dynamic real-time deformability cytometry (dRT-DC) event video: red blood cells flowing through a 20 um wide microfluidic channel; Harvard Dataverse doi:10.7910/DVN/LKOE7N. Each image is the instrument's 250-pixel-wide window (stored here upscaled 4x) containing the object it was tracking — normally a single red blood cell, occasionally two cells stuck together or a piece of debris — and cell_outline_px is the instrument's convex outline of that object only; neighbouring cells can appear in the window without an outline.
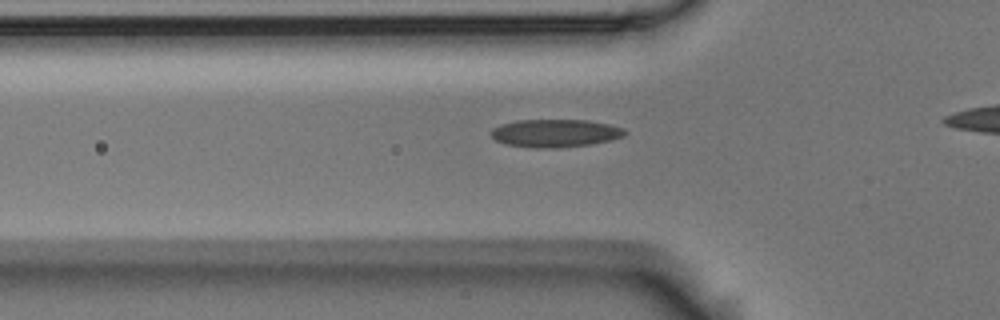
{"species": "Egyptian fruit bat (a non-hibernating species)", "species_latin": "Rousettus aegyptiacus", "temperature_condition": "room temperature", "stored_images_in_passage": 38, "camera_frame_rate_fps": 3000, "um_per_image_px": 0.085, "animal": {"sex": "male"}, "frame": {"image": 1, "passage_image": 8, "time_ms": 2.333, "image_size_px": [1000, 320], "cell_outline_px": [[628, 132], [624, 136], [612, 140], [592, 144], [556, 148], [536, 148], [508, 144], [496, 140], [488, 132], [492, 128], [500, 124], [516, 120], [588, 120], [608, 124], [624, 128]], "centroid_in_image_um": [47.2, 11.31], "position_along_channel_um": 78.6, "area_um2": 21.91}}
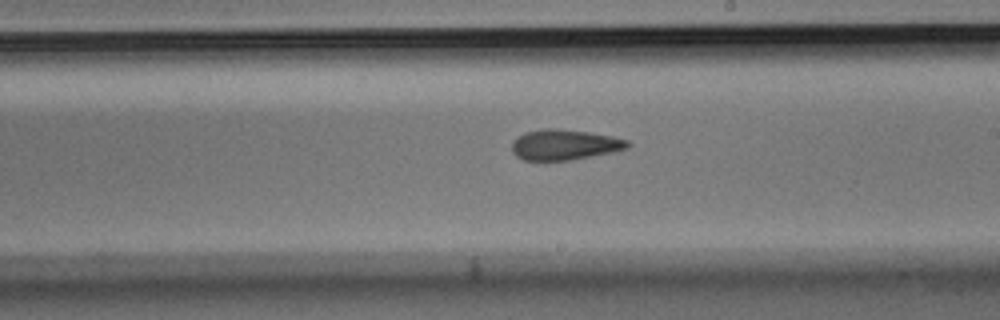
{"frame": {"image": 2, "passage_image": 21, "time_ms": 6.667, "image_size_px": [1000, 320], "cell_outline_px": [[632, 144], [628, 148], [612, 152], [568, 160], [524, 160], [516, 156], [512, 152], [512, 140], [516, 136], [524, 132], [544, 128], [556, 128], [588, 132], [612, 136], [628, 140]], "centroid_in_image_um": [47.96, 12.29], "position_along_channel_um": 241.0, "area_um2": 20.63}}
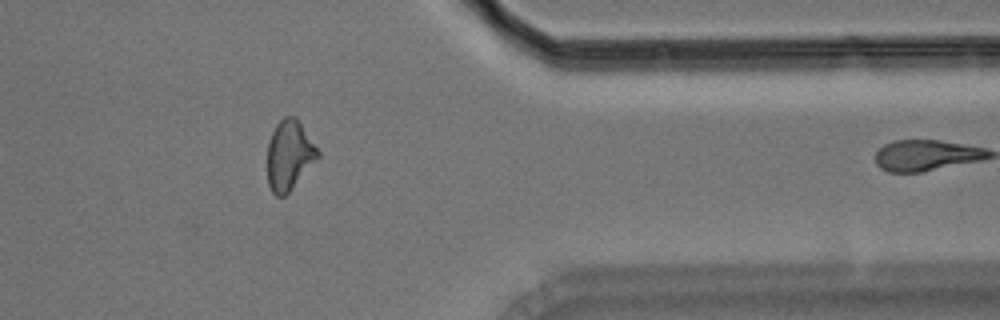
{"frame": {"image": 3, "passage_image": 34, "time_ms": 11.0, "image_size_px": [1000, 320], "cell_outline_px": [[320, 156], [288, 192], [284, 196], [276, 196], [272, 192], [268, 184], [268, 140], [276, 124], [284, 116], [296, 116], [320, 152]], "centroid_in_image_um": [24.58, 13.17], "position_along_channel_um": 386.8, "area_um2": 20.35}, "authors_computed_cell_mechanics": {"area_um2": 20.8947, "velocity_mm_per_s": 3.7306, "shape_relaxation_time_tau1_ms": null, "shape_relaxation_time_tau2_ms": 4.6122, "deformation_change_tau1": null, "deformation_change_tau2": 0.1317}}